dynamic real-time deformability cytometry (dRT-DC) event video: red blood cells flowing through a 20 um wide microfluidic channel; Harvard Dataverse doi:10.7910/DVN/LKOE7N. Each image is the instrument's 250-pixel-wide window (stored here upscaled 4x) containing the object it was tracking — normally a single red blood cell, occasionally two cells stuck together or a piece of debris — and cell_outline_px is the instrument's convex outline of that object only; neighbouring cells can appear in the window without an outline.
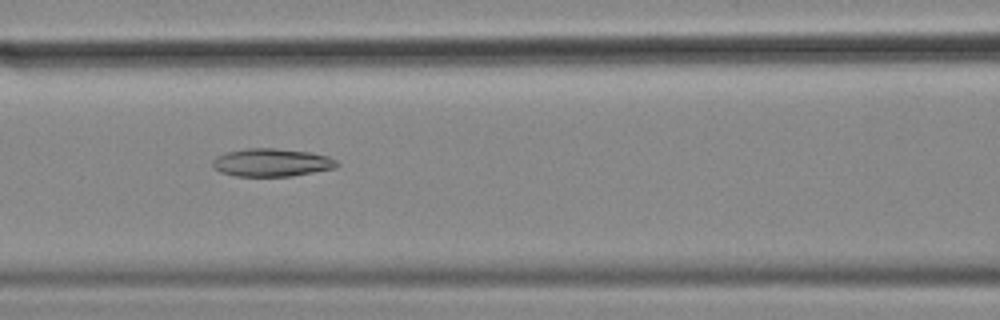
{"species": "common noctule bat (a hibernating species)", "species_latin": "Nyctalus noctula", "temperature_condition": "cold", "stored_images_in_passage": 52, "camera_frame_rate_fps": 3000, "um_per_image_px": 0.085, "animal": {"sex": "female", "body_mass_g": 18.4}, "frame": {"image": 1, "passage_image": 20, "time_ms": 6.333, "image_size_px": [1000, 320], "cell_outline_px": [[340, 164], [336, 168], [292, 176], [232, 176], [220, 172], [212, 164], [212, 160], [216, 156], [224, 152], [248, 148], [276, 148], [308, 152], [328, 156], [336, 160]], "centroid_in_image_um": [23.08, 13.81], "position_along_channel_um": 143.5, "area_um2": 20.4}}
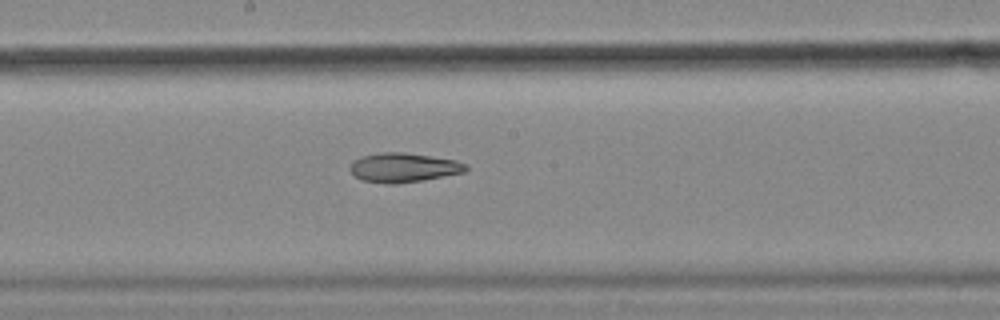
{"frame": {"image": 2, "passage_image": 26, "time_ms": 8.333, "image_size_px": [1000, 320], "cell_outline_px": [[468, 168], [464, 172], [424, 180], [396, 184], [388, 184], [360, 180], [348, 168], [352, 160], [360, 156], [380, 152], [404, 152], [456, 160], [468, 164]], "centroid_in_image_um": [34.27, 14.24], "position_along_channel_um": 213.9, "area_um2": 20.0}}
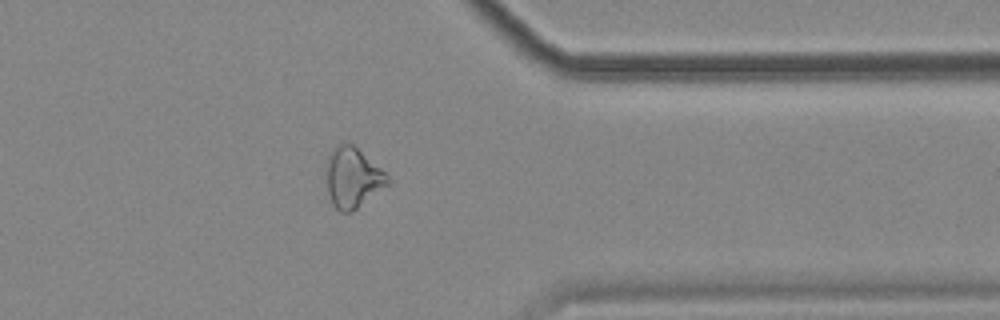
{"frame": {"image": 3, "passage_image": 41, "time_ms": 13.333, "image_size_px": [1000, 320], "cell_outline_px": [[392, 180], [388, 184], [352, 212], [340, 212], [332, 204], [328, 192], [328, 156], [332, 148], [340, 144], [352, 144], [384, 172]], "centroid_in_image_um": [29.98, 15.13], "position_along_channel_um": 381.4, "area_um2": 20.87}, "authors_computed_cell_mechanics": {"area_um2": 22.3975, "velocity_mm_per_s": 3.5285, "shape_relaxation_time_tau1_ms": null, "shape_relaxation_time_tau2_ms": 9.2167, "deformation_change_tau1": null, "deformation_change_tau2": 0.1757}}